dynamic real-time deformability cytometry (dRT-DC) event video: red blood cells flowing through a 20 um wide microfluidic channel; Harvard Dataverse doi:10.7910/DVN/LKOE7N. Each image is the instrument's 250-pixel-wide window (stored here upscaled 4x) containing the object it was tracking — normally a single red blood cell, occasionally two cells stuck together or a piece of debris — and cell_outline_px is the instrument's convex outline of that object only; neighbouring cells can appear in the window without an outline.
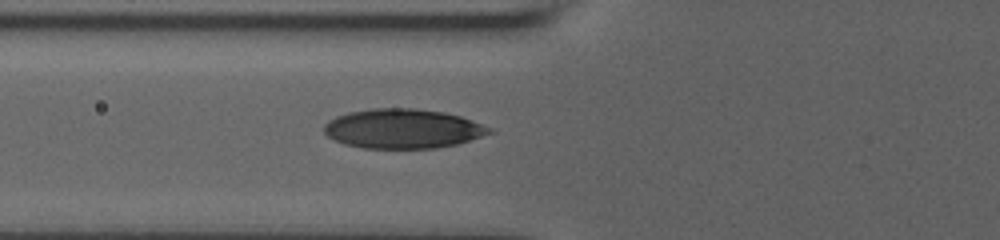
{"species": "human", "species_latin": "Homo sapiens", "temperature_condition": "room temperature", "stored_images_in_passage": 5, "camera_frame_rate_fps": 3000, "um_per_image_px": 0.085, "donor": {"sex": "male"}, "frame": {"image": 1, "passage_image": 5, "time_ms": 3.333, "image_size_px": [1000, 240], "cell_outline_px": [[496, 132], [456, 144], [436, 148], [364, 148], [344, 144], [328, 136], [324, 132], [324, 124], [328, 120], [336, 116], [348, 112], [372, 108], [416, 108], [444, 112], [460, 116], [492, 128]], "centroid_in_image_um": [34.24, 10.93], "position_along_channel_um": 91.6, "area_um2": 38.09}}